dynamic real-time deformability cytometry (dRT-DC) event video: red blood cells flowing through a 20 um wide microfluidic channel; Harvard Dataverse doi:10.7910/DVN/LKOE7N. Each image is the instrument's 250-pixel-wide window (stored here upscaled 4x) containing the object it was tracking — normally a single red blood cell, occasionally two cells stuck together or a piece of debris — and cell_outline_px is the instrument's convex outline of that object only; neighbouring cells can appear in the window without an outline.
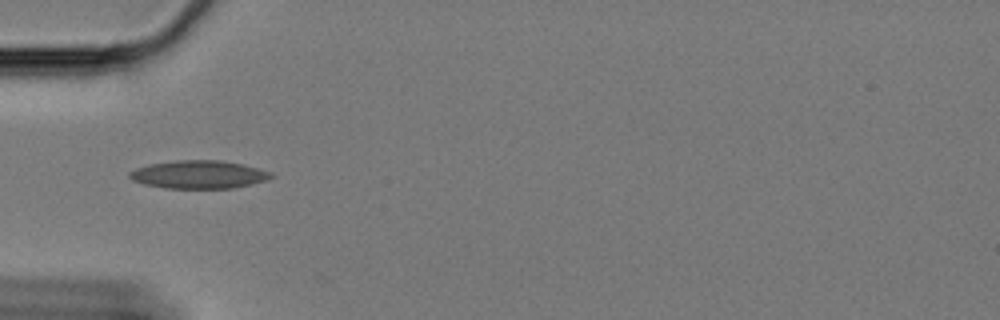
{"species": "Egyptian fruit bat (a non-hibernating species)", "species_latin": "Rousettus aegyptiacus", "temperature_condition": "cold", "stored_images_in_passage": 14, "camera_frame_rate_fps": 3000, "um_per_image_px": 0.085, "animal": {"sex": "female"}, "frame": {"image": 1, "passage_image": 1, "time_ms": 0.0, "image_size_px": [1000, 320], "cell_outline_px": [[276, 176], [268, 180], [232, 188], [164, 188], [144, 184], [132, 180], [128, 176], [128, 172], [136, 168], [148, 164], [176, 160], [220, 160], [244, 164], [272, 172]], "centroid_in_image_um": [16.91, 14.83], "position_along_channel_um": 68.1, "area_um2": 23.35}}
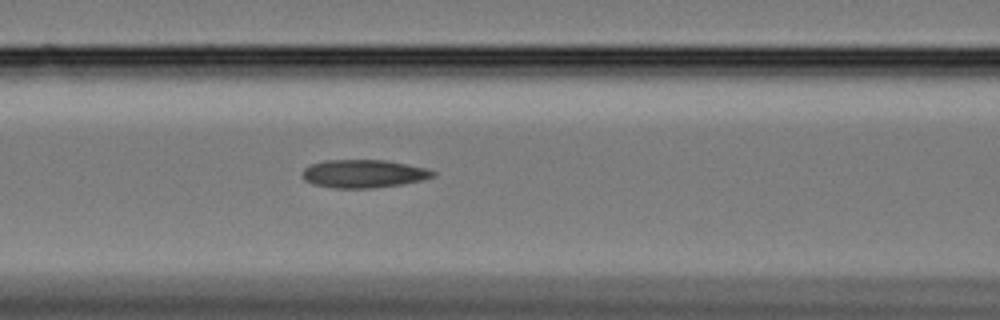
{"frame": {"image": 2, "passage_image": 7, "time_ms": 2.0, "image_size_px": [1000, 320], "cell_outline_px": [[436, 176], [424, 180], [404, 184], [372, 188], [332, 188], [312, 184], [304, 180], [300, 172], [304, 168], [312, 164], [324, 160], [388, 160], [428, 168], [436, 172]], "centroid_in_image_um": [30.93, 14.77], "position_along_channel_um": 135.7, "area_um2": 21.79}}
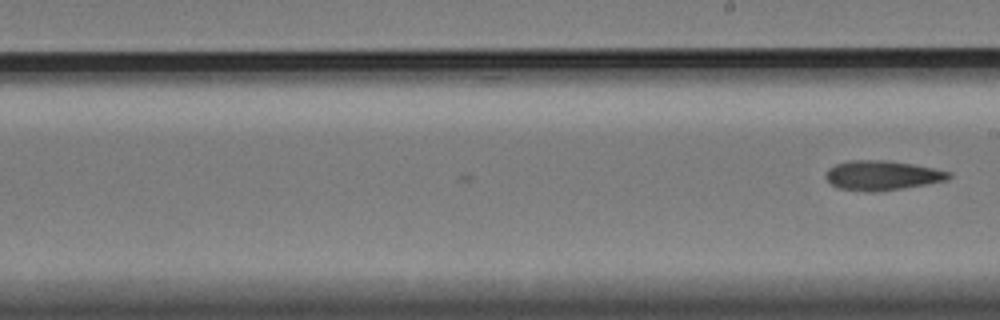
{"frame": {"image": 3, "passage_image": 14, "time_ms": 4.333, "image_size_px": [1000, 320], "cell_outline_px": [[952, 176], [948, 180], [900, 188], [872, 192], [840, 188], [832, 184], [824, 176], [828, 168], [836, 164], [848, 160], [888, 160], [912, 164], [952, 172]], "centroid_in_image_um": [74.97, 14.89], "position_along_channel_um": 214.0, "area_um2": 20.98}}